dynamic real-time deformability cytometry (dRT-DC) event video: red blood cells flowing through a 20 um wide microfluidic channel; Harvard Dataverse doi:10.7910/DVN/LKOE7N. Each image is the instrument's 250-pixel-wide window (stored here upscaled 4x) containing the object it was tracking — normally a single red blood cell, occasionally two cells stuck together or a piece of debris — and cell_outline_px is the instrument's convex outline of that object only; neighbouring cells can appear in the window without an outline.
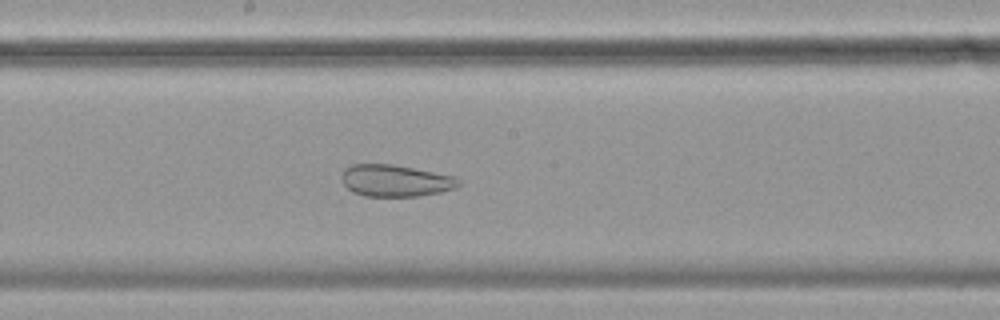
{"species": "common noctule bat (a hibernating species)", "species_latin": "Nyctalus noctula", "temperature_condition": "cold", "stored_images_in_passage": 50, "camera_frame_rate_fps": 3000, "um_per_image_px": 0.085, "animal": {"sex": "female", "body_mass_g": 19.9}, "frame": {"image": 1, "passage_image": 23, "time_ms": 7.333, "image_size_px": [1000, 320], "cell_outline_px": [[460, 184], [456, 188], [440, 192], [420, 196], [364, 196], [352, 192], [344, 184], [340, 176], [344, 168], [352, 164], [392, 164], [452, 176], [460, 180]], "centroid_in_image_um": [33.57, 15.36], "position_along_channel_um": 214.6, "area_um2": 21.62}}
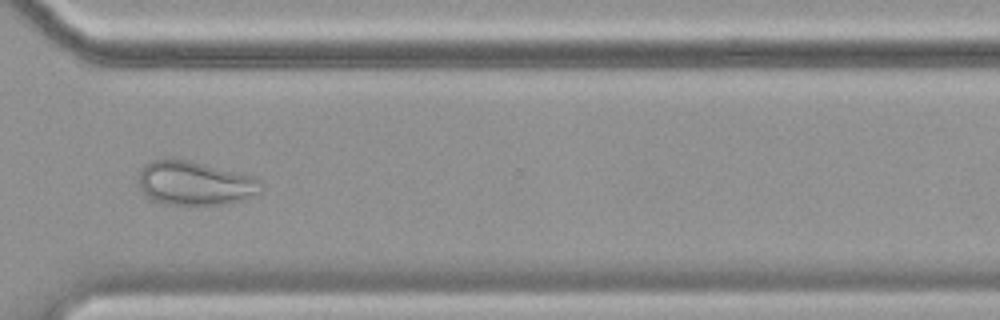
{"frame": {"image": 2, "passage_image": 35, "time_ms": 11.333, "image_size_px": [1000, 320], "cell_outline_px": [[264, 188], [260, 192], [244, 200], [224, 204], [164, 204], [152, 200], [136, 184], [140, 168], [144, 164], [152, 160], [164, 156], [172, 156], [192, 160], [252, 176], [260, 180]], "centroid_in_image_um": [16.51, 15.52], "position_along_channel_um": 354.1, "area_um2": 32.25}}
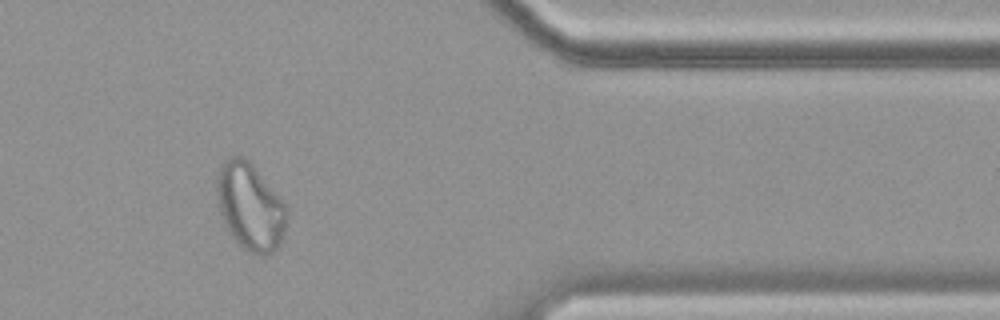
{"frame": {"image": 3, "passage_image": 40, "time_ms": 13.0, "image_size_px": [1000, 320], "cell_outline_px": [[288, 208], [284, 232], [280, 244], [272, 252], [260, 256], [248, 252], [228, 232], [220, 212], [216, 188], [216, 176], [224, 160], [228, 156], [240, 156], [248, 160], [252, 164]], "centroid_in_image_um": [21.25, 17.57], "position_along_channel_um": 390.2, "area_um2": 35.2}}